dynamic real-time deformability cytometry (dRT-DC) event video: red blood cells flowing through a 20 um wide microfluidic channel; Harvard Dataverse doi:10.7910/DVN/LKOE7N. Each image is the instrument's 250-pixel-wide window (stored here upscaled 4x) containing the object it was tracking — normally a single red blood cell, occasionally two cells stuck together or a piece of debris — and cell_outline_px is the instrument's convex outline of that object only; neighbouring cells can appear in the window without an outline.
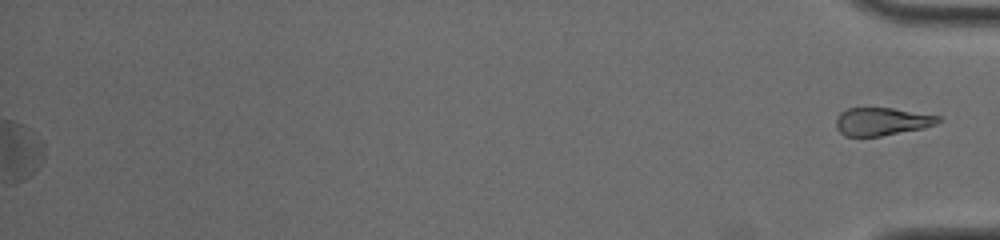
{"species": "common noctule bat (a hibernating species)", "species_latin": "Nyctalus noctula", "temperature_condition": "cold", "stored_images_in_passage": 41, "segment_of_instrument_passage": [2, 2], "camera_frame_rate_fps": 3000, "um_per_image_px": 0.085, "animal": {"sex": "male", "body_mass_g": 19.0, "forearm_length_mm": 50.8}, "frame": {"image": 1, "passage_image": 41, "time_ms": 13.333, "image_size_px": [1000, 240], "cell_outline_px": [[940, 120], [936, 124], [924, 128], [880, 136], [844, 136], [836, 128], [836, 120], [840, 112], [848, 108], [892, 108], [940, 116]], "centroid_in_image_um": [74.94, 10.33], "position_along_channel_um": 360.3, "area_um2": 16.53}}